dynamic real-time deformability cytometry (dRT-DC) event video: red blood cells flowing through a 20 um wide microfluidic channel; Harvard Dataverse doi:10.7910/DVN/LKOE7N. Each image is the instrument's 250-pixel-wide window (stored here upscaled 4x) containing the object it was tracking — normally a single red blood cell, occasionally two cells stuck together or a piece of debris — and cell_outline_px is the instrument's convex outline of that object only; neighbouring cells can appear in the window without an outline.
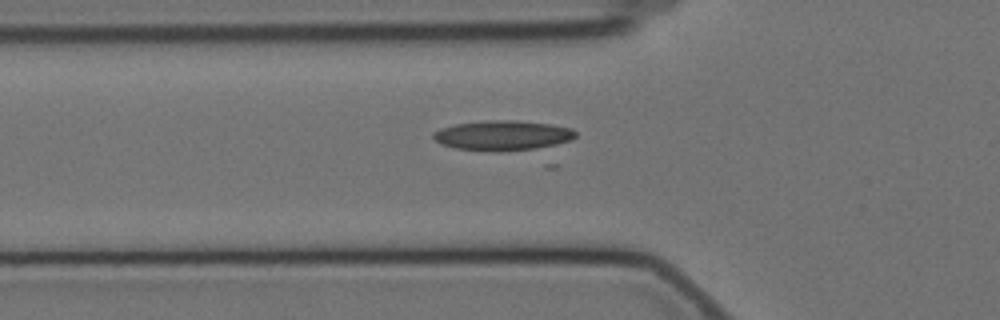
{"species": "Egyptian fruit bat (a non-hibernating species)", "species_latin": "Rousettus aegyptiacus", "temperature_condition": "cold", "stored_images_in_passage": 41, "camera_frame_rate_fps": 3000, "um_per_image_px": 0.085, "animal": {"sex": "female"}, "frame": {"image": 1, "passage_image": 3, "time_ms": 0.667, "image_size_px": [1000, 320], "cell_outline_px": [[576, 136], [572, 140], [548, 148], [496, 152], [492, 152], [456, 148], [440, 144], [432, 136], [432, 132], [440, 128], [456, 124], [484, 120], [512, 120], [548, 124], [572, 128], [576, 132]], "centroid_in_image_um": [42.76, 11.53], "position_along_channel_um": 83.0, "area_um2": 25.32}}
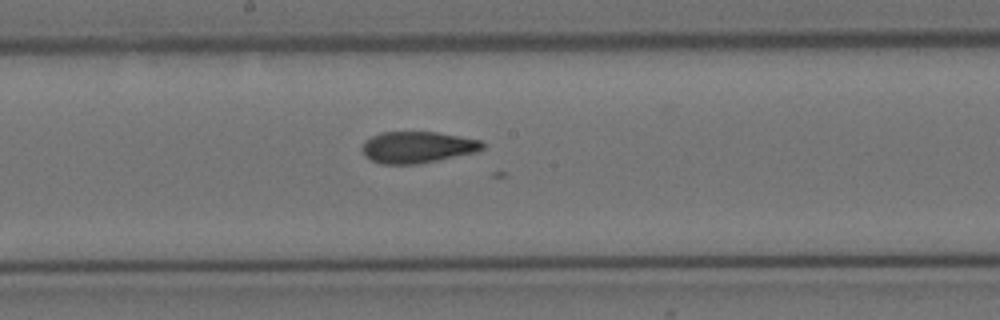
{"frame": {"image": 2, "passage_image": 14, "time_ms": 4.333, "image_size_px": [1000, 320], "cell_outline_px": [[484, 148], [476, 152], [416, 164], [380, 164], [364, 156], [360, 148], [364, 140], [380, 132], [436, 132], [480, 140], [484, 144]], "centroid_in_image_um": [35.42, 12.51], "position_along_channel_um": 212.8, "area_um2": 22.08}}
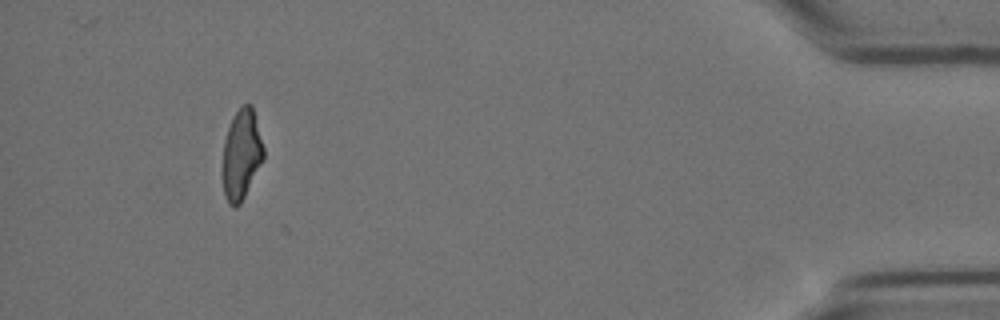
{"frame": {"image": 3, "passage_image": 37, "time_ms": 12.0, "image_size_px": [1000, 320], "cell_outline_px": [[264, 160], [240, 204], [232, 208], [228, 204], [224, 196], [224, 140], [232, 116], [244, 104], [252, 104], [264, 148]], "centroid_in_image_um": [20.55, 13.13], "position_along_channel_um": 414.7, "area_um2": 21.33}}